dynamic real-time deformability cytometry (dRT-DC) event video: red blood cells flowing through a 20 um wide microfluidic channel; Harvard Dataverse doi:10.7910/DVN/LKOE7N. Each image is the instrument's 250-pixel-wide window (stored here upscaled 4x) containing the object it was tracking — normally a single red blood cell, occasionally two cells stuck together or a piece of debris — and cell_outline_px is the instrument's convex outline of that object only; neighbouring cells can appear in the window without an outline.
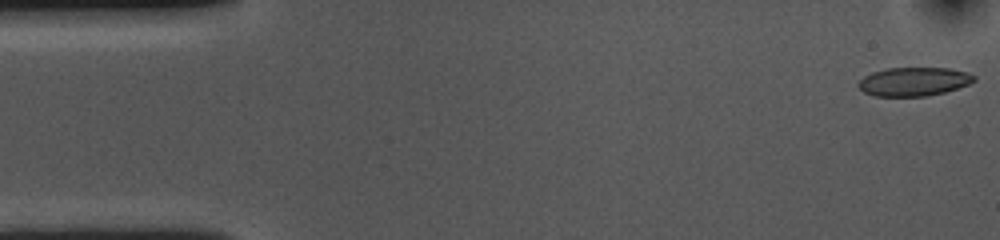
{"species": "common noctule bat (a hibernating species)", "species_latin": "Nyctalus noctula", "temperature_condition": "cold", "stored_images_in_passage": 54, "camera_frame_rate_fps": 3000, "um_per_image_px": 0.085, "animal": {"sex": "female", "body_mass_g": 10.0, "forearm_length_mm": 53.1}, "frame": {"image": 1, "passage_image": 1, "time_ms": 0.0, "image_size_px": [1000, 240], "cell_outline_px": [[976, 80], [968, 84], [944, 92], [924, 96], [876, 96], [864, 92], [856, 84], [864, 76], [872, 72], [888, 68], [948, 68], [968, 72], [976, 76]], "centroid_in_image_um": [77.67, 6.93], "position_along_channel_um": 7.3, "area_um2": 19.25}}
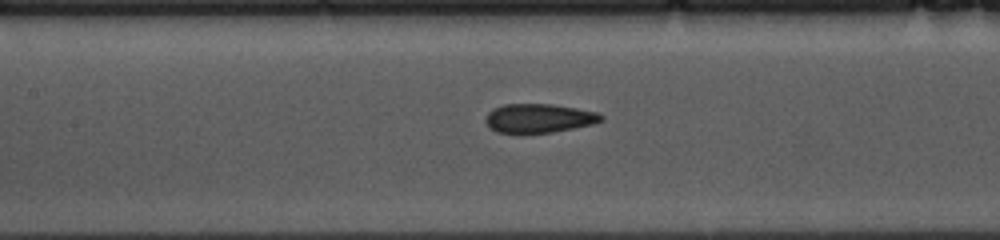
{"frame": {"image": 2, "passage_image": 23, "time_ms": 7.333, "image_size_px": [1000, 240], "cell_outline_px": [[604, 120], [592, 124], [552, 132], [496, 132], [484, 120], [488, 112], [492, 108], [504, 104], [552, 104], [600, 112], [604, 116]], "centroid_in_image_um": [45.83, 10.03], "position_along_channel_um": 161.6, "area_um2": 19.36}}
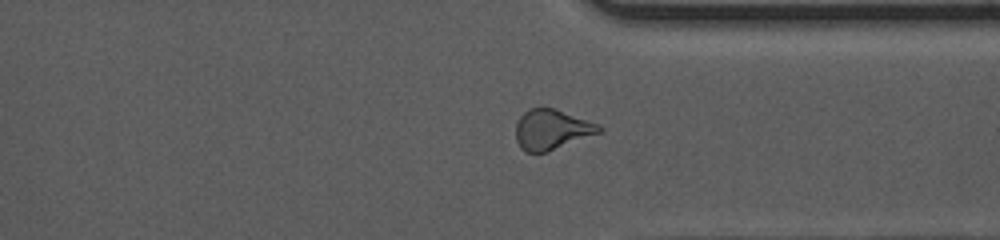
{"frame": {"image": 3, "passage_image": 40, "time_ms": 13.0, "image_size_px": [1000, 240], "cell_outline_px": [[604, 128], [600, 132], [548, 152], [524, 152], [520, 148], [516, 140], [516, 124], [520, 116], [528, 108], [556, 108], [600, 124]], "centroid_in_image_um": [46.9, 11.0], "position_along_channel_um": 364.5, "area_um2": 19.65}, "authors_computed_cell_mechanics": {"area_um2": 20.2011, "velocity_mm_per_s": 3.6104, "shape_relaxation_time_tau1_ms": 7.4875, "shape_relaxation_time_tau2_ms": 1.3538, "deformation_change_tau1": 0.1466, "deformation_change_tau2": 0.0648}}